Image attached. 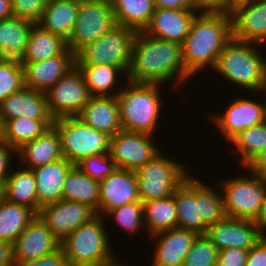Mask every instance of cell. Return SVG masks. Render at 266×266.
I'll return each instance as SVG.
<instances>
[{"label":"cell","instance_id":"4316f807","mask_svg":"<svg viewBox=\"0 0 266 266\" xmlns=\"http://www.w3.org/2000/svg\"><path fill=\"white\" fill-rule=\"evenodd\" d=\"M78 8L79 0H48L37 24L67 42L77 20Z\"/></svg>","mask_w":266,"mask_h":266},{"label":"cell","instance_id":"f1b7e54d","mask_svg":"<svg viewBox=\"0 0 266 266\" xmlns=\"http://www.w3.org/2000/svg\"><path fill=\"white\" fill-rule=\"evenodd\" d=\"M100 181L82 172L76 165L67 174L62 199L84 203L95 212L99 209Z\"/></svg>","mask_w":266,"mask_h":266},{"label":"cell","instance_id":"d4e9b609","mask_svg":"<svg viewBox=\"0 0 266 266\" xmlns=\"http://www.w3.org/2000/svg\"><path fill=\"white\" fill-rule=\"evenodd\" d=\"M177 212V227L205 234L208 225L198 213L196 201V178L187 177L184 182L173 192Z\"/></svg>","mask_w":266,"mask_h":266},{"label":"cell","instance_id":"9a60e30c","mask_svg":"<svg viewBox=\"0 0 266 266\" xmlns=\"http://www.w3.org/2000/svg\"><path fill=\"white\" fill-rule=\"evenodd\" d=\"M266 120V100L262 104L250 98H237L222 115L214 116V125L229 142L238 133Z\"/></svg>","mask_w":266,"mask_h":266},{"label":"cell","instance_id":"4fadbf2b","mask_svg":"<svg viewBox=\"0 0 266 266\" xmlns=\"http://www.w3.org/2000/svg\"><path fill=\"white\" fill-rule=\"evenodd\" d=\"M37 215L52 234L62 241L79 226L94 218L96 212L84 203L61 199L42 206Z\"/></svg>","mask_w":266,"mask_h":266},{"label":"cell","instance_id":"f35d334b","mask_svg":"<svg viewBox=\"0 0 266 266\" xmlns=\"http://www.w3.org/2000/svg\"><path fill=\"white\" fill-rule=\"evenodd\" d=\"M219 249L205 234H198L185 256L183 266H217Z\"/></svg>","mask_w":266,"mask_h":266},{"label":"cell","instance_id":"ab89813d","mask_svg":"<svg viewBox=\"0 0 266 266\" xmlns=\"http://www.w3.org/2000/svg\"><path fill=\"white\" fill-rule=\"evenodd\" d=\"M24 87V69L18 59H6L0 65V102Z\"/></svg>","mask_w":266,"mask_h":266},{"label":"cell","instance_id":"d6a6232c","mask_svg":"<svg viewBox=\"0 0 266 266\" xmlns=\"http://www.w3.org/2000/svg\"><path fill=\"white\" fill-rule=\"evenodd\" d=\"M53 124L54 120H34L26 117L10 119L2 125L1 140L18 150L25 143L42 135Z\"/></svg>","mask_w":266,"mask_h":266},{"label":"cell","instance_id":"2e32d148","mask_svg":"<svg viewBox=\"0 0 266 266\" xmlns=\"http://www.w3.org/2000/svg\"><path fill=\"white\" fill-rule=\"evenodd\" d=\"M99 193V209L96 215L103 217L114 208L133 202H141L134 171L116 168L104 180L100 181Z\"/></svg>","mask_w":266,"mask_h":266},{"label":"cell","instance_id":"8fae6325","mask_svg":"<svg viewBox=\"0 0 266 266\" xmlns=\"http://www.w3.org/2000/svg\"><path fill=\"white\" fill-rule=\"evenodd\" d=\"M45 93L50 114L54 119L77 116L93 97L77 65Z\"/></svg>","mask_w":266,"mask_h":266},{"label":"cell","instance_id":"e0dca14e","mask_svg":"<svg viewBox=\"0 0 266 266\" xmlns=\"http://www.w3.org/2000/svg\"><path fill=\"white\" fill-rule=\"evenodd\" d=\"M21 65L24 86L45 93L76 65L75 54L66 48L60 55Z\"/></svg>","mask_w":266,"mask_h":266},{"label":"cell","instance_id":"74e56055","mask_svg":"<svg viewBox=\"0 0 266 266\" xmlns=\"http://www.w3.org/2000/svg\"><path fill=\"white\" fill-rule=\"evenodd\" d=\"M208 187L196 178V201L198 202V213L203 221L209 226L226 217L224 211L222 194Z\"/></svg>","mask_w":266,"mask_h":266},{"label":"cell","instance_id":"7c38bea8","mask_svg":"<svg viewBox=\"0 0 266 266\" xmlns=\"http://www.w3.org/2000/svg\"><path fill=\"white\" fill-rule=\"evenodd\" d=\"M154 134L121 130L110 138L109 154L116 168L136 171L161 152ZM152 140V141H151Z\"/></svg>","mask_w":266,"mask_h":266},{"label":"cell","instance_id":"11a10c76","mask_svg":"<svg viewBox=\"0 0 266 266\" xmlns=\"http://www.w3.org/2000/svg\"><path fill=\"white\" fill-rule=\"evenodd\" d=\"M254 0H230V15L232 14V12L234 11V8L237 5L246 3V2H252Z\"/></svg>","mask_w":266,"mask_h":266},{"label":"cell","instance_id":"91938a15","mask_svg":"<svg viewBox=\"0 0 266 266\" xmlns=\"http://www.w3.org/2000/svg\"><path fill=\"white\" fill-rule=\"evenodd\" d=\"M1 137H2V125L0 123V140H1Z\"/></svg>","mask_w":266,"mask_h":266},{"label":"cell","instance_id":"7bdbcfd3","mask_svg":"<svg viewBox=\"0 0 266 266\" xmlns=\"http://www.w3.org/2000/svg\"><path fill=\"white\" fill-rule=\"evenodd\" d=\"M13 17L37 24L43 15L48 0H10Z\"/></svg>","mask_w":266,"mask_h":266},{"label":"cell","instance_id":"9c48e42d","mask_svg":"<svg viewBox=\"0 0 266 266\" xmlns=\"http://www.w3.org/2000/svg\"><path fill=\"white\" fill-rule=\"evenodd\" d=\"M219 186L224 192L222 197L226 217L251 221L256 219L266 194L264 178L249 171V177L248 174H238L224 179Z\"/></svg>","mask_w":266,"mask_h":266},{"label":"cell","instance_id":"603a6c76","mask_svg":"<svg viewBox=\"0 0 266 266\" xmlns=\"http://www.w3.org/2000/svg\"><path fill=\"white\" fill-rule=\"evenodd\" d=\"M74 166L63 157L32 169L38 195V212L42 206L62 199L64 182Z\"/></svg>","mask_w":266,"mask_h":266},{"label":"cell","instance_id":"44dd1931","mask_svg":"<svg viewBox=\"0 0 266 266\" xmlns=\"http://www.w3.org/2000/svg\"><path fill=\"white\" fill-rule=\"evenodd\" d=\"M231 17L234 39L262 45L266 43L265 0H254L237 5Z\"/></svg>","mask_w":266,"mask_h":266},{"label":"cell","instance_id":"5b68a950","mask_svg":"<svg viewBox=\"0 0 266 266\" xmlns=\"http://www.w3.org/2000/svg\"><path fill=\"white\" fill-rule=\"evenodd\" d=\"M105 218L96 215L60 241L69 266H105L117 257L109 243Z\"/></svg>","mask_w":266,"mask_h":266},{"label":"cell","instance_id":"7402d4cb","mask_svg":"<svg viewBox=\"0 0 266 266\" xmlns=\"http://www.w3.org/2000/svg\"><path fill=\"white\" fill-rule=\"evenodd\" d=\"M198 234L182 228H173L151 236L157 242L152 266H183L185 256Z\"/></svg>","mask_w":266,"mask_h":266},{"label":"cell","instance_id":"816d5d0a","mask_svg":"<svg viewBox=\"0 0 266 266\" xmlns=\"http://www.w3.org/2000/svg\"><path fill=\"white\" fill-rule=\"evenodd\" d=\"M0 266H15L12 243L0 241Z\"/></svg>","mask_w":266,"mask_h":266},{"label":"cell","instance_id":"30bf717a","mask_svg":"<svg viewBox=\"0 0 266 266\" xmlns=\"http://www.w3.org/2000/svg\"><path fill=\"white\" fill-rule=\"evenodd\" d=\"M114 26L116 22L110 0H79L78 16L66 42L67 48L76 54Z\"/></svg>","mask_w":266,"mask_h":266},{"label":"cell","instance_id":"1f68e13d","mask_svg":"<svg viewBox=\"0 0 266 266\" xmlns=\"http://www.w3.org/2000/svg\"><path fill=\"white\" fill-rule=\"evenodd\" d=\"M116 25L143 31L154 12L153 0H110Z\"/></svg>","mask_w":266,"mask_h":266},{"label":"cell","instance_id":"db71d44e","mask_svg":"<svg viewBox=\"0 0 266 266\" xmlns=\"http://www.w3.org/2000/svg\"><path fill=\"white\" fill-rule=\"evenodd\" d=\"M13 17L10 0H0V20Z\"/></svg>","mask_w":266,"mask_h":266},{"label":"cell","instance_id":"94428289","mask_svg":"<svg viewBox=\"0 0 266 266\" xmlns=\"http://www.w3.org/2000/svg\"><path fill=\"white\" fill-rule=\"evenodd\" d=\"M266 87H265V89L262 91L263 92V95H264V93H265V95H266ZM265 100H266V98H265Z\"/></svg>","mask_w":266,"mask_h":266},{"label":"cell","instance_id":"277c9868","mask_svg":"<svg viewBox=\"0 0 266 266\" xmlns=\"http://www.w3.org/2000/svg\"><path fill=\"white\" fill-rule=\"evenodd\" d=\"M162 84L126 82L117 94L123 130L155 134L159 122ZM155 129V130H154Z\"/></svg>","mask_w":266,"mask_h":266},{"label":"cell","instance_id":"6da1fadb","mask_svg":"<svg viewBox=\"0 0 266 266\" xmlns=\"http://www.w3.org/2000/svg\"><path fill=\"white\" fill-rule=\"evenodd\" d=\"M126 80L133 83L163 84L176 78L184 84L192 76L183 64L182 44L137 32Z\"/></svg>","mask_w":266,"mask_h":266},{"label":"cell","instance_id":"681fc988","mask_svg":"<svg viewBox=\"0 0 266 266\" xmlns=\"http://www.w3.org/2000/svg\"><path fill=\"white\" fill-rule=\"evenodd\" d=\"M244 167L266 180V147L255 154Z\"/></svg>","mask_w":266,"mask_h":266},{"label":"cell","instance_id":"484cf974","mask_svg":"<svg viewBox=\"0 0 266 266\" xmlns=\"http://www.w3.org/2000/svg\"><path fill=\"white\" fill-rule=\"evenodd\" d=\"M17 157L21 158L27 169H34L63 158L58 132L53 126L48 128L42 135L18 149Z\"/></svg>","mask_w":266,"mask_h":266},{"label":"cell","instance_id":"f907efd6","mask_svg":"<svg viewBox=\"0 0 266 266\" xmlns=\"http://www.w3.org/2000/svg\"><path fill=\"white\" fill-rule=\"evenodd\" d=\"M153 3L160 9H197L195 0H153Z\"/></svg>","mask_w":266,"mask_h":266},{"label":"cell","instance_id":"680465c9","mask_svg":"<svg viewBox=\"0 0 266 266\" xmlns=\"http://www.w3.org/2000/svg\"><path fill=\"white\" fill-rule=\"evenodd\" d=\"M7 59V57L0 52V65Z\"/></svg>","mask_w":266,"mask_h":266},{"label":"cell","instance_id":"ba28073f","mask_svg":"<svg viewBox=\"0 0 266 266\" xmlns=\"http://www.w3.org/2000/svg\"><path fill=\"white\" fill-rule=\"evenodd\" d=\"M162 155L158 153L135 171L138 196L142 203L169 197L188 177L185 166Z\"/></svg>","mask_w":266,"mask_h":266},{"label":"cell","instance_id":"6f0895ef","mask_svg":"<svg viewBox=\"0 0 266 266\" xmlns=\"http://www.w3.org/2000/svg\"><path fill=\"white\" fill-rule=\"evenodd\" d=\"M5 183L0 181V201L4 199Z\"/></svg>","mask_w":266,"mask_h":266},{"label":"cell","instance_id":"cb8c5ba5","mask_svg":"<svg viewBox=\"0 0 266 266\" xmlns=\"http://www.w3.org/2000/svg\"><path fill=\"white\" fill-rule=\"evenodd\" d=\"M76 117L110 137L123 130L117 96H93Z\"/></svg>","mask_w":266,"mask_h":266},{"label":"cell","instance_id":"ffe728a7","mask_svg":"<svg viewBox=\"0 0 266 266\" xmlns=\"http://www.w3.org/2000/svg\"><path fill=\"white\" fill-rule=\"evenodd\" d=\"M17 117L55 120L50 114L46 93L23 87L0 102V123Z\"/></svg>","mask_w":266,"mask_h":266},{"label":"cell","instance_id":"f6af8a7d","mask_svg":"<svg viewBox=\"0 0 266 266\" xmlns=\"http://www.w3.org/2000/svg\"><path fill=\"white\" fill-rule=\"evenodd\" d=\"M249 250L229 248L219 251L217 266H246Z\"/></svg>","mask_w":266,"mask_h":266},{"label":"cell","instance_id":"52a82bcc","mask_svg":"<svg viewBox=\"0 0 266 266\" xmlns=\"http://www.w3.org/2000/svg\"><path fill=\"white\" fill-rule=\"evenodd\" d=\"M52 126L60 137L63 157L74 165L91 155L109 153L111 137L76 116L55 119Z\"/></svg>","mask_w":266,"mask_h":266},{"label":"cell","instance_id":"7dc6e473","mask_svg":"<svg viewBox=\"0 0 266 266\" xmlns=\"http://www.w3.org/2000/svg\"><path fill=\"white\" fill-rule=\"evenodd\" d=\"M17 154V150L10 147L6 142L0 140V181L7 180V177L10 175V167H11V161L12 155Z\"/></svg>","mask_w":266,"mask_h":266},{"label":"cell","instance_id":"f546056e","mask_svg":"<svg viewBox=\"0 0 266 266\" xmlns=\"http://www.w3.org/2000/svg\"><path fill=\"white\" fill-rule=\"evenodd\" d=\"M67 48L66 41L35 24L30 32L20 63H34L60 55Z\"/></svg>","mask_w":266,"mask_h":266},{"label":"cell","instance_id":"ac0fdd59","mask_svg":"<svg viewBox=\"0 0 266 266\" xmlns=\"http://www.w3.org/2000/svg\"><path fill=\"white\" fill-rule=\"evenodd\" d=\"M60 248V241L38 215L27 225L13 244L14 263L49 255Z\"/></svg>","mask_w":266,"mask_h":266},{"label":"cell","instance_id":"d6986e66","mask_svg":"<svg viewBox=\"0 0 266 266\" xmlns=\"http://www.w3.org/2000/svg\"><path fill=\"white\" fill-rule=\"evenodd\" d=\"M197 13V9L155 8L142 32L155 38L182 44Z\"/></svg>","mask_w":266,"mask_h":266},{"label":"cell","instance_id":"5bb4252c","mask_svg":"<svg viewBox=\"0 0 266 266\" xmlns=\"http://www.w3.org/2000/svg\"><path fill=\"white\" fill-rule=\"evenodd\" d=\"M205 235L219 249H251L264 235L251 220L225 217L207 227Z\"/></svg>","mask_w":266,"mask_h":266},{"label":"cell","instance_id":"83f0119b","mask_svg":"<svg viewBox=\"0 0 266 266\" xmlns=\"http://www.w3.org/2000/svg\"><path fill=\"white\" fill-rule=\"evenodd\" d=\"M35 23L11 17L0 20V52L8 59H20Z\"/></svg>","mask_w":266,"mask_h":266},{"label":"cell","instance_id":"3957f363","mask_svg":"<svg viewBox=\"0 0 266 266\" xmlns=\"http://www.w3.org/2000/svg\"><path fill=\"white\" fill-rule=\"evenodd\" d=\"M257 46L263 45L233 38L219 54L213 70L249 92L261 93L266 87V58Z\"/></svg>","mask_w":266,"mask_h":266},{"label":"cell","instance_id":"bcb514c9","mask_svg":"<svg viewBox=\"0 0 266 266\" xmlns=\"http://www.w3.org/2000/svg\"><path fill=\"white\" fill-rule=\"evenodd\" d=\"M199 13H225L230 15V0H195Z\"/></svg>","mask_w":266,"mask_h":266},{"label":"cell","instance_id":"9f6ffc18","mask_svg":"<svg viewBox=\"0 0 266 266\" xmlns=\"http://www.w3.org/2000/svg\"><path fill=\"white\" fill-rule=\"evenodd\" d=\"M115 257L109 264L105 265V266H128L127 264H122L121 262H119V260Z\"/></svg>","mask_w":266,"mask_h":266},{"label":"cell","instance_id":"ee69618b","mask_svg":"<svg viewBox=\"0 0 266 266\" xmlns=\"http://www.w3.org/2000/svg\"><path fill=\"white\" fill-rule=\"evenodd\" d=\"M15 266H69L63 249L60 247L55 252L40 258L17 262Z\"/></svg>","mask_w":266,"mask_h":266},{"label":"cell","instance_id":"60d3db41","mask_svg":"<svg viewBox=\"0 0 266 266\" xmlns=\"http://www.w3.org/2000/svg\"><path fill=\"white\" fill-rule=\"evenodd\" d=\"M106 216H112L118 224L119 228L124 229L129 234L136 233L137 230L145 226L144 214H143V203L133 202L130 204H125L120 207L114 208L108 211Z\"/></svg>","mask_w":266,"mask_h":266},{"label":"cell","instance_id":"4dcf8cb0","mask_svg":"<svg viewBox=\"0 0 266 266\" xmlns=\"http://www.w3.org/2000/svg\"><path fill=\"white\" fill-rule=\"evenodd\" d=\"M4 198L9 202L27 206L38 214V195L32 169L22 168L10 173L5 181Z\"/></svg>","mask_w":266,"mask_h":266},{"label":"cell","instance_id":"7a4b0ae2","mask_svg":"<svg viewBox=\"0 0 266 266\" xmlns=\"http://www.w3.org/2000/svg\"><path fill=\"white\" fill-rule=\"evenodd\" d=\"M232 39L231 15L197 13L182 43V57L186 71L193 77L207 67L213 70L219 54Z\"/></svg>","mask_w":266,"mask_h":266},{"label":"cell","instance_id":"b9f144b4","mask_svg":"<svg viewBox=\"0 0 266 266\" xmlns=\"http://www.w3.org/2000/svg\"><path fill=\"white\" fill-rule=\"evenodd\" d=\"M76 166L87 176L98 181L104 180L116 169L115 162L109 153L91 155L82 159Z\"/></svg>","mask_w":266,"mask_h":266},{"label":"cell","instance_id":"836d02e7","mask_svg":"<svg viewBox=\"0 0 266 266\" xmlns=\"http://www.w3.org/2000/svg\"><path fill=\"white\" fill-rule=\"evenodd\" d=\"M37 214L27 206L0 201V241L14 244Z\"/></svg>","mask_w":266,"mask_h":266},{"label":"cell","instance_id":"c3c4849f","mask_svg":"<svg viewBox=\"0 0 266 266\" xmlns=\"http://www.w3.org/2000/svg\"><path fill=\"white\" fill-rule=\"evenodd\" d=\"M246 266H266V236L249 249Z\"/></svg>","mask_w":266,"mask_h":266},{"label":"cell","instance_id":"8d00e7d4","mask_svg":"<svg viewBox=\"0 0 266 266\" xmlns=\"http://www.w3.org/2000/svg\"><path fill=\"white\" fill-rule=\"evenodd\" d=\"M240 153V164L245 165L255 154L266 147V120L238 133L229 142Z\"/></svg>","mask_w":266,"mask_h":266},{"label":"cell","instance_id":"f5cc1de1","mask_svg":"<svg viewBox=\"0 0 266 266\" xmlns=\"http://www.w3.org/2000/svg\"><path fill=\"white\" fill-rule=\"evenodd\" d=\"M253 222L257 225L261 233L266 236V194L264 196L263 203L260 206L258 215Z\"/></svg>","mask_w":266,"mask_h":266},{"label":"cell","instance_id":"d590c367","mask_svg":"<svg viewBox=\"0 0 266 266\" xmlns=\"http://www.w3.org/2000/svg\"><path fill=\"white\" fill-rule=\"evenodd\" d=\"M77 66L83 73L92 96H117L118 93L113 92V88L117 85L118 74L122 75L120 68L107 65Z\"/></svg>","mask_w":266,"mask_h":266},{"label":"cell","instance_id":"e575fe53","mask_svg":"<svg viewBox=\"0 0 266 266\" xmlns=\"http://www.w3.org/2000/svg\"><path fill=\"white\" fill-rule=\"evenodd\" d=\"M144 225L150 236L177 227V212L173 194L167 198L143 203Z\"/></svg>","mask_w":266,"mask_h":266},{"label":"cell","instance_id":"8992f818","mask_svg":"<svg viewBox=\"0 0 266 266\" xmlns=\"http://www.w3.org/2000/svg\"><path fill=\"white\" fill-rule=\"evenodd\" d=\"M137 31L116 25L75 54L76 65H107L128 74L131 52Z\"/></svg>","mask_w":266,"mask_h":266}]
</instances>
